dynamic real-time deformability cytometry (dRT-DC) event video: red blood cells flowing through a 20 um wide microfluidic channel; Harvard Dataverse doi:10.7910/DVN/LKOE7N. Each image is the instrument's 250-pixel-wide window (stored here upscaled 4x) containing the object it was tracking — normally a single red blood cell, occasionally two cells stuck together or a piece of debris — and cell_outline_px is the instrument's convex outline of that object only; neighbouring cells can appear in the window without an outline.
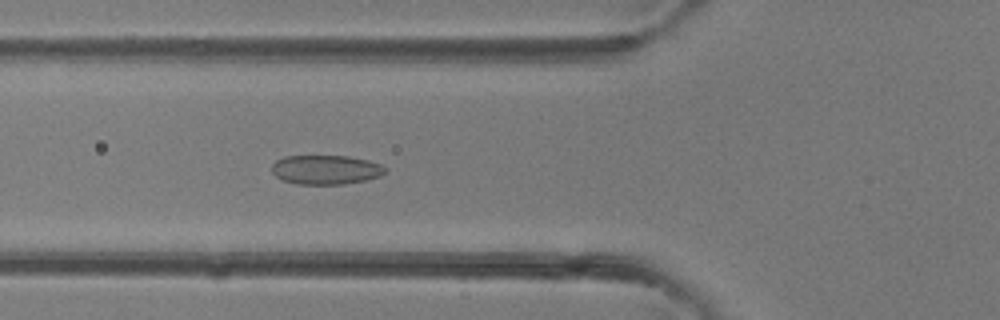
{"species": "common noctule bat (a hibernating species)", "species_latin": "Nyctalus noctula", "temperature_condition": "room temperature", "stored_images_in_passage": 43, "camera_frame_rate_fps": 3000, "um_per_image_px": 0.085, "animal": {"sex": "female"}, "frame": {"image": 1, "passage_image": 16, "time_ms": 5.0, "image_size_px": [1000, 320], "cell_outline_px": [[388, 172], [380, 176], [364, 180], [344, 184], [296, 184], [284, 180], [276, 176], [272, 172], [272, 164], [276, 160], [284, 156], [348, 156], [368, 160], [380, 164], [388, 168]], "centroid_in_image_um": [27.72, 14.42], "position_along_channel_um": 98.1, "area_um2": 19.42}}
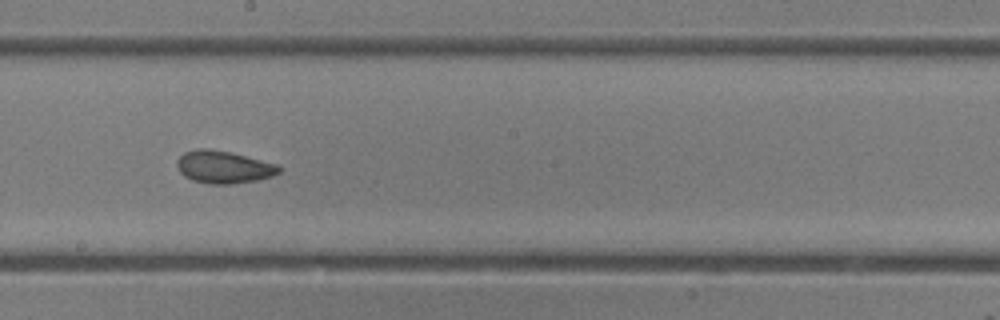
{"frame": {"image": 2, "passage_image": 24, "time_ms": 7.667, "image_size_px": [1000, 320], "cell_outline_px": [[284, 168], [280, 172], [272, 176], [256, 180], [232, 184], [208, 184], [192, 180], [184, 176], [180, 172], [176, 164], [176, 160], [184, 152], [196, 148], [208, 148], [232, 152], [276, 164]], "centroid_in_image_um": [18.99, 14.19], "position_along_channel_um": 229.2, "area_um2": 19.54}}
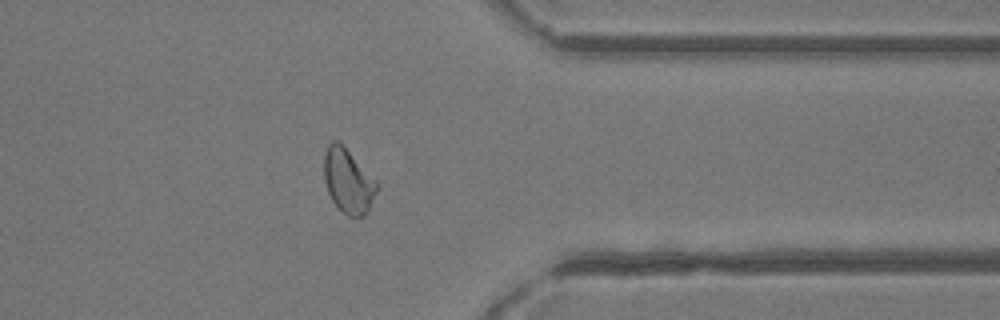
{"frame": {"image": 3, "passage_image": 34, "time_ms": 11.0, "image_size_px": [1000, 320], "cell_outline_px": [[380, 184], [368, 212], [364, 216], [348, 216], [332, 200], [328, 192], [324, 180], [324, 152], [328, 144], [332, 140], [336, 140]], "centroid_in_image_um": [29.6, 15.4], "position_along_channel_um": 381.8, "area_um2": 19.48}}